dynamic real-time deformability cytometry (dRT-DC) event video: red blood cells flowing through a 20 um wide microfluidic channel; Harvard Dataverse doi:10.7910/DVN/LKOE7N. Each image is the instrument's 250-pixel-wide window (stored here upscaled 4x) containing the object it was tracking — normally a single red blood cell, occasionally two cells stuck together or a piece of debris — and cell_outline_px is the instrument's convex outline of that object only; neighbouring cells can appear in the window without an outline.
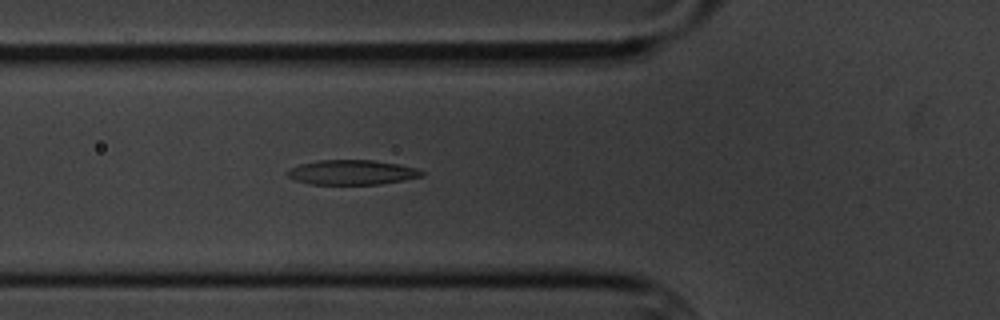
{"species": "common noctule bat (a hibernating species)", "species_latin": "Nyctalus noctula", "temperature_condition": "cold", "stored_images_in_passage": 5, "camera_frame_rate_fps": 3000, "um_per_image_px": 0.085, "animal": {"sex": "male", "body_mass_g": 20.1, "forearm_length_mm": 53.5}, "frame": {"image": 1, "passage_image": 5, "time_ms": 4.667, "image_size_px": [1000, 320], "cell_outline_px": [[424, 176], [404, 180], [380, 184], [308, 184], [296, 180], [288, 176], [288, 172], [292, 168], [300, 164], [320, 160], [372, 160], [396, 164], [416, 168], [424, 172]], "centroid_in_image_um": [29.94, 14.65], "position_along_channel_um": 95.9, "area_um2": 19.13}}